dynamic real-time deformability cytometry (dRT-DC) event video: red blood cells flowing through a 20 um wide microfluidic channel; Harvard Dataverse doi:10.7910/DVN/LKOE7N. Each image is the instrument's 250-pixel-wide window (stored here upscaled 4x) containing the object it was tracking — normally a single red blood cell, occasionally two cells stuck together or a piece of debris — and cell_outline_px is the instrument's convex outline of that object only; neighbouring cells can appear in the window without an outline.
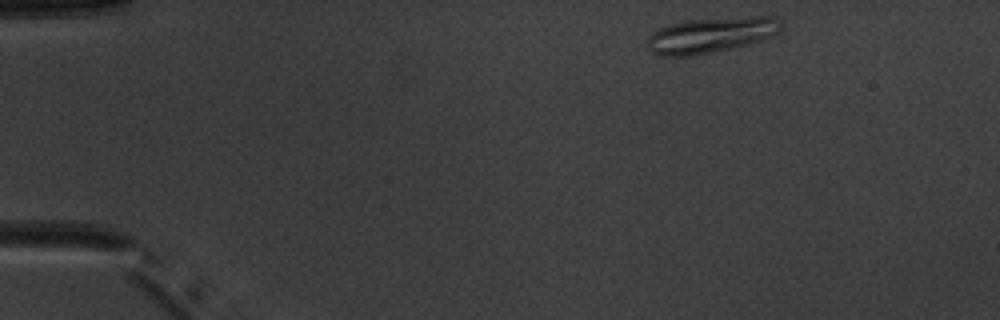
{"species": "common noctule bat (a hibernating species)", "species_latin": "Nyctalus noctula", "temperature_condition": "warm", "stored_images_in_passage": 3, "camera_frame_rate_fps": 3000, "um_per_image_px": 0.085, "animal": {"sex": "male", "body_mass_g": 20.1, "forearm_length_mm": 53.5}, "frame": {"image": 1, "passage_image": 1, "time_ms": 0.0, "image_size_px": [1000, 320], "cell_outline_px": [[784, 24], [780, 32], [772, 36], [760, 40], [696, 56], [660, 56], [652, 52], [648, 48], [648, 36], [652, 32], [668, 24], [684, 20], [756, 16], [772, 16]], "centroid_in_image_um": [60.41, 2.97], "position_along_channel_um": 24.6, "area_um2": 27.69}}